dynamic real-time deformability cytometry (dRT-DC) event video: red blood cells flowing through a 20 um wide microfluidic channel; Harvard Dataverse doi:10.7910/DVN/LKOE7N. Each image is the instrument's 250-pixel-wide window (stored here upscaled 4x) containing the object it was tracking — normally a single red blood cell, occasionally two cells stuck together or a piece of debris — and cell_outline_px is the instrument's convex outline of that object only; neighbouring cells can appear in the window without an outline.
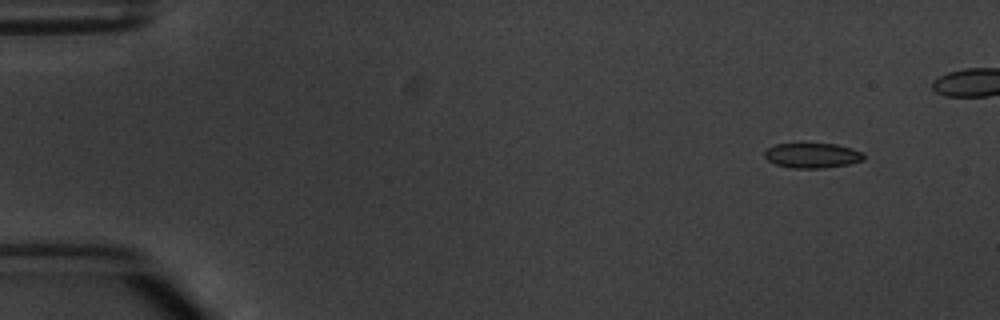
{"species": "common noctule bat (a hibernating species)", "species_latin": "Nyctalus noctula", "temperature_condition": "warm", "stored_images_in_passage": 5, "camera_frame_rate_fps": 3000, "um_per_image_px": 0.085, "animal": {"sex": "male", "body_mass_g": 20.1, "forearm_length_mm": 53.5}, "frame": {"image": 1, "passage_image": 2, "time_ms": 1.333, "image_size_px": [1000, 320], "cell_outline_px": [[864, 160], [848, 164], [824, 168], [792, 168], [776, 164], [768, 160], [764, 156], [764, 152], [768, 148], [776, 144], [836, 144], [860, 152], [864, 156]], "centroid_in_image_um": [69.01, 13.22], "position_along_channel_um": 16.0, "area_um2": 14.16}}